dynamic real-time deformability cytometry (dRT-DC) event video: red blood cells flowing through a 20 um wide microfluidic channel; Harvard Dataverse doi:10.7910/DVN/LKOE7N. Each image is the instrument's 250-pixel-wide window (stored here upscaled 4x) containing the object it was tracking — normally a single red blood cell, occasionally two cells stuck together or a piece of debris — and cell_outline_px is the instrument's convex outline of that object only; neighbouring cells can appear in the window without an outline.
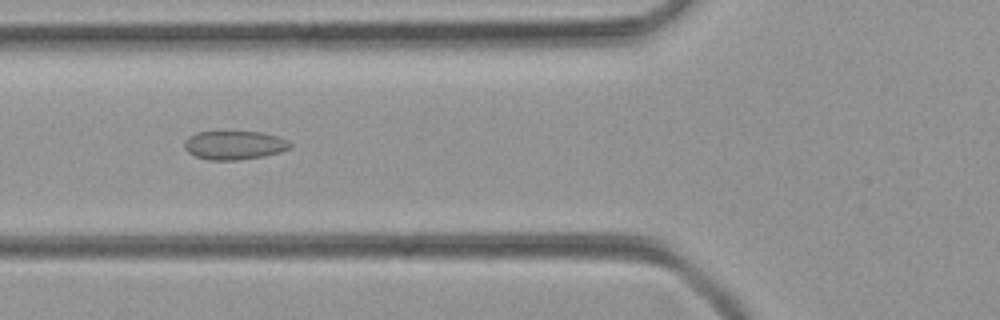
{"species": "common noctule bat (a hibernating species)", "species_latin": "Nyctalus noctula", "temperature_condition": "room temperature", "stored_images_in_passage": 37, "camera_frame_rate_fps": 3000, "um_per_image_px": 0.085, "animal": {"sex": "female", "body_mass_g": 21.9}, "frame": {"image": 1, "passage_image": 8, "time_ms": 2.333, "image_size_px": [1000, 320], "cell_outline_px": [[292, 148], [280, 152], [264, 156], [240, 160], [208, 160], [196, 156], [188, 152], [184, 148], [184, 140], [188, 136], [196, 132], [260, 132], [276, 136], [288, 140], [292, 144]], "centroid_in_image_um": [19.92, 12.34], "position_along_channel_um": 105.9, "area_um2": 17.8}}
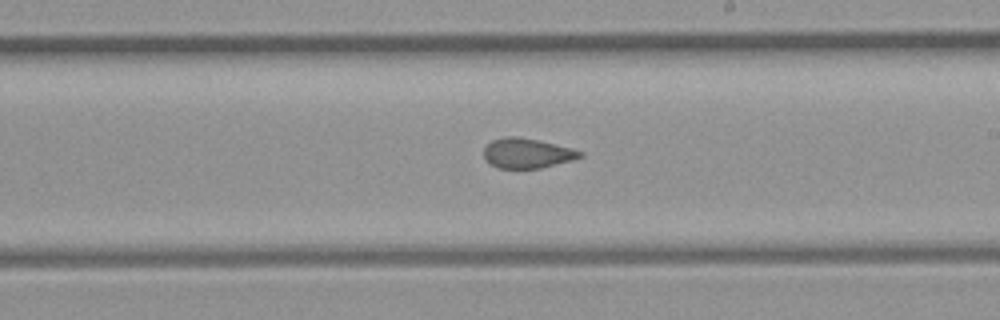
{"frame": {"image": 2, "passage_image": 18, "time_ms": 5.667, "image_size_px": [1000, 320], "cell_outline_px": [[584, 156], [572, 160], [540, 168], [496, 168], [484, 156], [484, 148], [492, 140], [504, 136], [516, 136], [536, 140], [572, 148], [584, 152]], "centroid_in_image_um": [44.82, 13.02], "position_along_channel_um": 244.2, "area_um2": 16.59}}
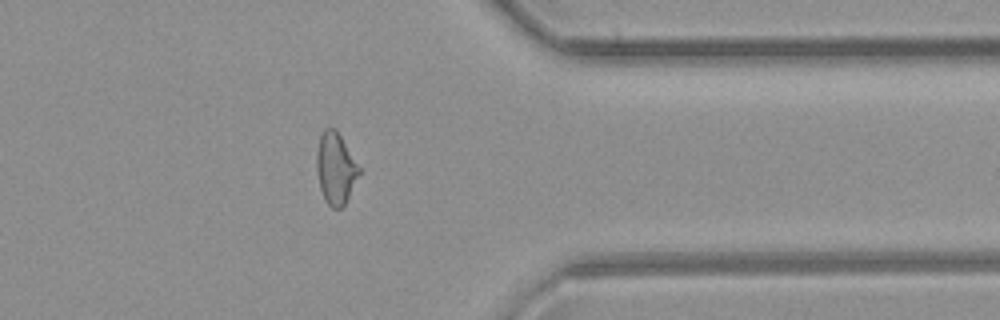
{"frame": {"image": 3, "passage_image": 29, "time_ms": 9.333, "image_size_px": [1000, 320], "cell_outline_px": [[360, 172], [344, 204], [340, 208], [332, 208], [328, 204], [320, 188], [316, 168], [316, 152], [320, 136], [324, 128], [336, 128], [360, 168]], "centroid_in_image_um": [28.5, 14.27], "position_along_channel_um": 382.9, "area_um2": 17.4}}